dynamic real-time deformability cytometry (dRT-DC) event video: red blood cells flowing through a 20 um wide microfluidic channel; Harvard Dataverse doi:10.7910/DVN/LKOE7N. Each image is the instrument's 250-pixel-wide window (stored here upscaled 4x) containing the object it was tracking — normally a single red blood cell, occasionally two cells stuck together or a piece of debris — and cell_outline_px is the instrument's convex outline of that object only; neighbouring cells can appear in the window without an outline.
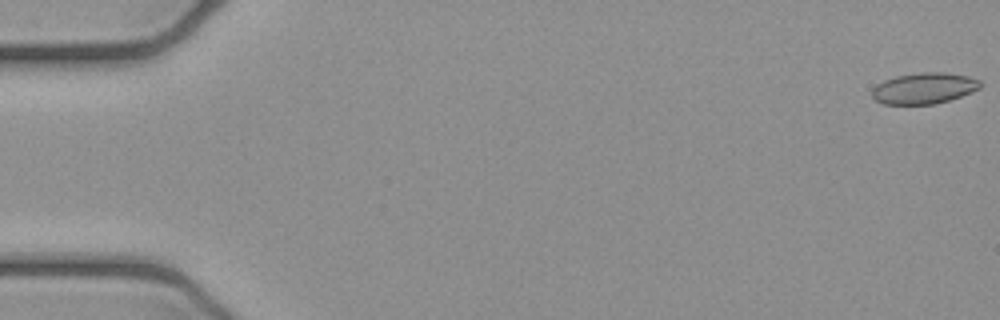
{"species": "common noctule bat (a hibernating species)", "species_latin": "Nyctalus noctula", "temperature_condition": "cold", "stored_images_in_passage": 5, "camera_frame_rate_fps": 3000, "um_per_image_px": 0.085, "animal": {"sex": "female", "body_mass_g": 21.9}, "frame": {"image": 1, "passage_image": 1, "time_ms": 0.0, "image_size_px": [1000, 320], "cell_outline_px": [[984, 84], [980, 88], [972, 92], [936, 104], [884, 104], [876, 100], [872, 96], [872, 88], [876, 84], [884, 80], [896, 76], [920, 72], [944, 72], [968, 76], [980, 80]], "centroid_in_image_um": [78.56, 7.49], "position_along_channel_um": 6.4, "area_um2": 19.71}}
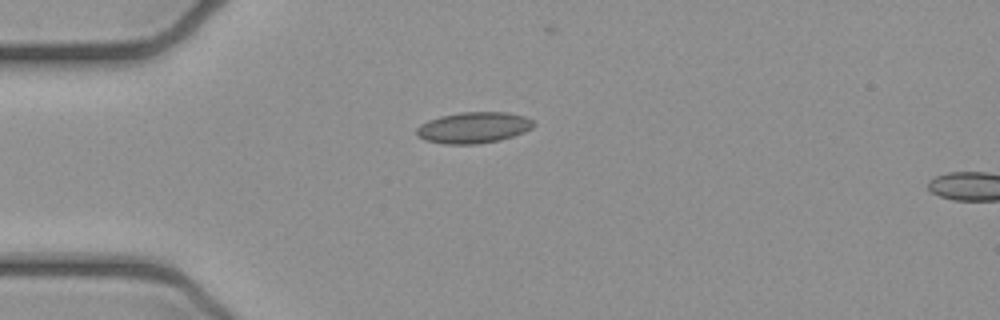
{"frame": {"image": 2, "passage_image": 4, "time_ms": 1.0, "image_size_px": [1000, 320], "cell_outline_px": [[536, 124], [532, 128], [524, 132], [500, 140], [476, 144], [444, 144], [424, 140], [416, 136], [416, 128], [420, 124], [428, 120], [440, 116], [460, 112], [508, 112], [524, 116], [532, 120]], "centroid_in_image_um": [40.23, 10.84], "position_along_channel_um": 44.8, "area_um2": 21.39}}